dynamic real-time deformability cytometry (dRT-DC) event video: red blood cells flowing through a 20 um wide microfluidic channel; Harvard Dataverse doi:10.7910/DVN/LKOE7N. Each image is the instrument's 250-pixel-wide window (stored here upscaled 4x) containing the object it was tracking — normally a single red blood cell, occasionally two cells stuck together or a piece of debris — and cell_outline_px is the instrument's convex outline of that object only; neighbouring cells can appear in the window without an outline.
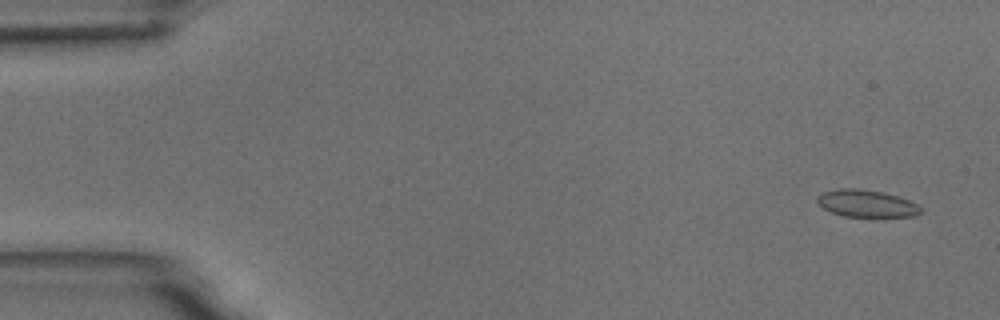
{"species": "common noctule bat (a hibernating species)", "species_latin": "Nyctalus noctula", "temperature_condition": "room temperature", "stored_images_in_passage": 12, "camera_frame_rate_fps": 3000, "um_per_image_px": 0.085, "animal": {"sex": "male", "body_mass_g": 18.8}, "frame": {"image": 1, "passage_image": 3, "time_ms": 0.667, "image_size_px": [1000, 320], "cell_outline_px": [[924, 212], [912, 216], [844, 216], [832, 212], [824, 208], [816, 200], [816, 196], [824, 192], [836, 188], [856, 188], [880, 192], [896, 196], [908, 200], [924, 208]], "centroid_in_image_um": [73.65, 17.29], "position_along_channel_um": 11.3, "area_um2": 16.18}}